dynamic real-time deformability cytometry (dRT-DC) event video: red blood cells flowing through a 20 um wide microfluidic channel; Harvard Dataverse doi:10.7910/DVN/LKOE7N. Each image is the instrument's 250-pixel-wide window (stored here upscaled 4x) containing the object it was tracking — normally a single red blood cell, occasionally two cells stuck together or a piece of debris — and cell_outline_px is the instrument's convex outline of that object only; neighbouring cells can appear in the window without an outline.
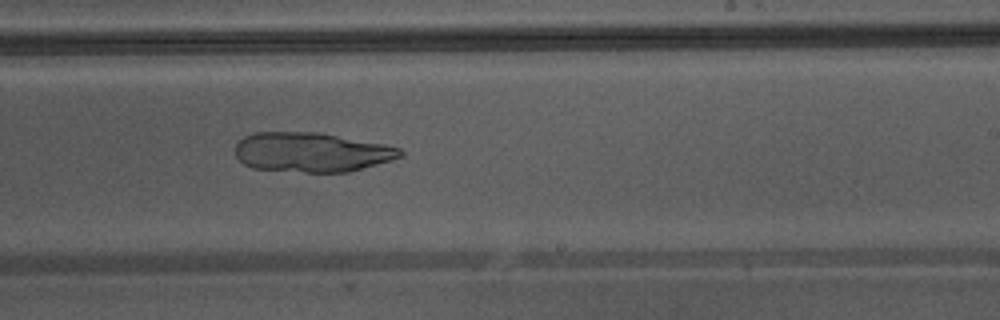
{"species": "Egyptian fruit bat (a non-hibernating species)", "species_latin": "Rousettus aegyptiacus", "temperature_condition": "warm", "stored_images_in_passage": 42, "camera_frame_rate_fps": 3000, "um_per_image_px": 0.085, "animal": {"sex": "male"}, "frame": {"image": 1, "passage_image": 24, "time_ms": 7.667, "image_size_px": [1000, 320], "cell_outline_px": [[404, 152], [400, 156], [388, 160], [348, 172], [304, 172], [252, 168], [244, 164], [236, 156], [236, 144], [244, 136], [252, 132], [320, 132], [384, 144], [400, 148]], "centroid_in_image_um": [26.43, 12.92], "position_along_channel_um": 262.6, "area_um2": 37.8}}